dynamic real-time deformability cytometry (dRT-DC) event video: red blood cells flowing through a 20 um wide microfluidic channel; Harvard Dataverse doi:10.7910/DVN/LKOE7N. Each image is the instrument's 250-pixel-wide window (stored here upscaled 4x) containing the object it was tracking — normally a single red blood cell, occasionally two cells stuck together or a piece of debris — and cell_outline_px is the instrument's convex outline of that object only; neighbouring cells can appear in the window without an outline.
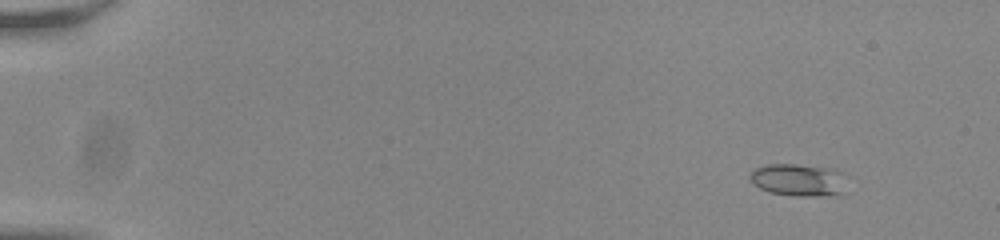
{"species": "common noctule bat (a hibernating species)", "species_latin": "Nyctalus noctula", "temperature_condition": "room temperature", "stored_images_in_passage": 53, "camera_frame_rate_fps": 3000, "um_per_image_px": 0.085, "animal": {"sex": "male", "body_mass_g": 20.0, "forearm_length_mm": 53.3}, "frame": {"image": 1, "passage_image": 4, "time_ms": 1.0, "image_size_px": [1000, 240], "cell_outline_px": [[844, 192], [820, 196], [792, 196], [772, 192], [760, 188], [752, 184], [748, 176], [756, 168], [768, 164], [796, 164], [832, 168], [840, 172]], "centroid_in_image_um": [67.79, 15.29], "position_along_channel_um": 17.2, "area_um2": 17.98}}
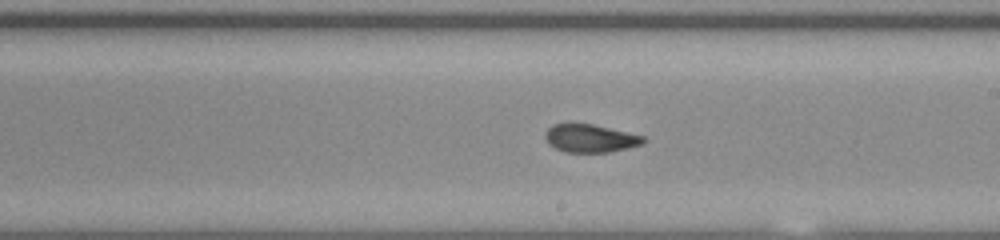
{"frame": {"image": 2, "passage_image": 32, "time_ms": 10.333, "image_size_px": [1000, 240], "cell_outline_px": [[648, 140], [644, 144], [628, 148], [608, 152], [564, 152], [548, 144], [544, 136], [544, 132], [552, 124], [568, 120], [592, 124], [644, 136]], "centroid_in_image_um": [50.12, 11.72], "position_along_channel_um": 238.9, "area_um2": 16.65}}
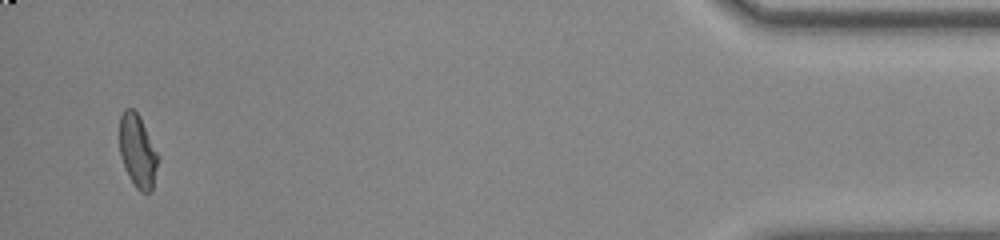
{"frame": {"image": 3, "passage_image": 52, "time_ms": 17.0, "image_size_px": [1000, 240], "cell_outline_px": [[160, 160], [152, 192], [140, 192], [136, 188], [128, 176], [124, 168], [120, 156], [120, 116], [124, 108], [132, 108], [140, 116], [160, 156]], "centroid_in_image_um": [11.73, 12.87], "position_along_channel_um": 423.5, "area_um2": 16.88}}